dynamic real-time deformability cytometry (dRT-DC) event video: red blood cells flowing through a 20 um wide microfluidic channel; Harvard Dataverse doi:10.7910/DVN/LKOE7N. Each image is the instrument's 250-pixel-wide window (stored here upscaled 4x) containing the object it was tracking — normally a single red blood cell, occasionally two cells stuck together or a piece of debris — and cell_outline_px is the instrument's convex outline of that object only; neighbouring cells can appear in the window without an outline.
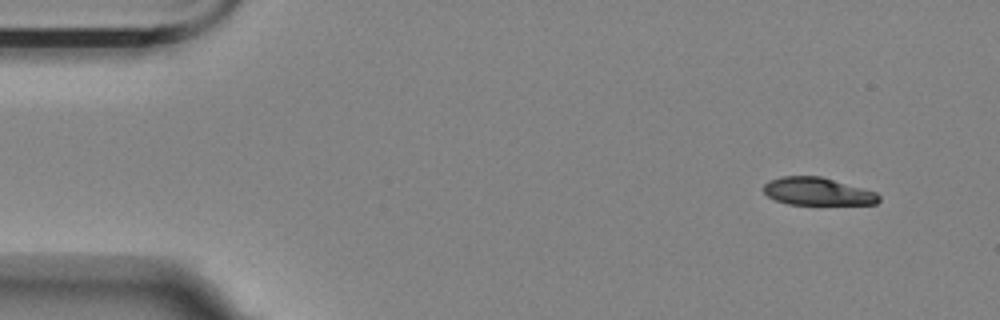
{"species": "Egyptian fruit bat (a non-hibernating species)", "species_latin": "Rousettus aegyptiacus", "temperature_condition": "room temperature", "stored_images_in_passage": 54, "camera_frame_rate_fps": 3000, "um_per_image_px": 0.085, "animal": {"sex": "female"}, "frame": {"image": 1, "passage_image": 1, "time_ms": 0.0, "image_size_px": [1000, 320], "cell_outline_px": [[880, 200], [876, 204], [788, 204], [776, 200], [768, 196], [764, 192], [764, 184], [768, 180], [780, 176], [820, 176], [876, 192], [880, 196]], "centroid_in_image_um": [69.47, 16.27], "position_along_channel_um": 15.5, "area_um2": 18.5}}
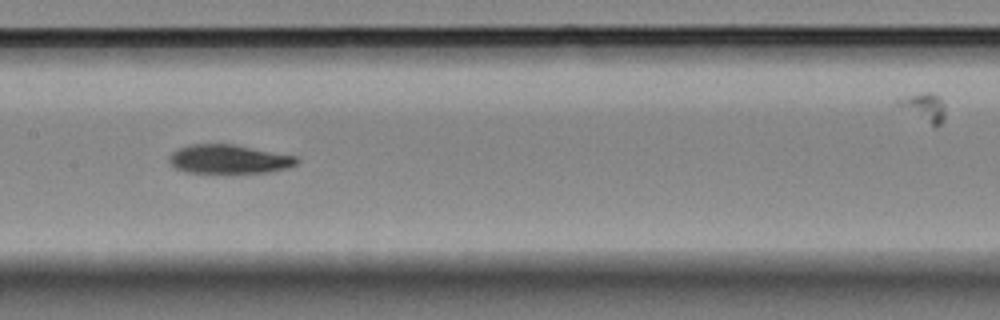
{"frame": {"image": 2, "passage_image": 24, "time_ms": 7.667, "image_size_px": [1000, 320], "cell_outline_px": [[300, 160], [296, 164], [288, 168], [268, 172], [184, 172], [176, 168], [168, 160], [168, 156], [176, 148], [188, 144], [232, 144], [296, 156]], "centroid_in_image_um": [19.42, 13.51], "position_along_channel_um": 188.0, "area_um2": 21.39}}
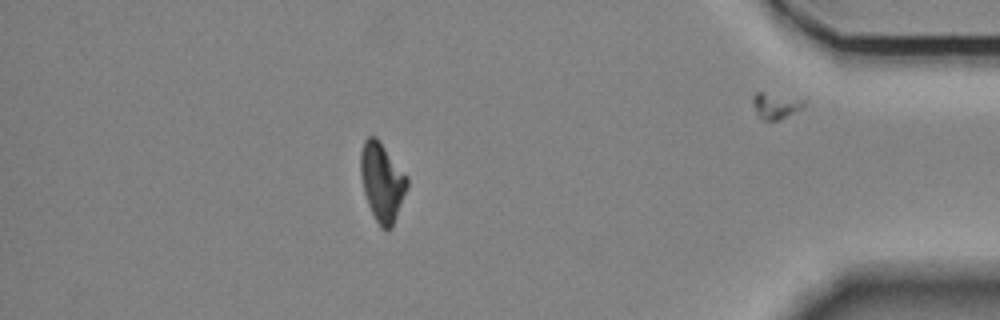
{"frame": {"image": 3, "passage_image": 46, "time_ms": 15.0, "image_size_px": [1000, 320], "cell_outline_px": [[408, 188], [392, 228], [388, 232], [380, 228], [368, 204], [364, 192], [360, 176], [360, 152], [364, 140], [368, 136], [376, 136], [408, 176]], "centroid_in_image_um": [32.48, 15.48], "position_along_channel_um": 402.7, "area_um2": 21.62}, "authors_computed_cell_mechanics": {"area_um2": 21.6461, "velocity_mm_per_s": 3.5074, "shape_relaxation_time_tau1_ms": 6.9336, "shape_relaxation_time_tau2_ms": null, "deformation_change_tau1": 0.1695, "deformation_change_tau2": null}}